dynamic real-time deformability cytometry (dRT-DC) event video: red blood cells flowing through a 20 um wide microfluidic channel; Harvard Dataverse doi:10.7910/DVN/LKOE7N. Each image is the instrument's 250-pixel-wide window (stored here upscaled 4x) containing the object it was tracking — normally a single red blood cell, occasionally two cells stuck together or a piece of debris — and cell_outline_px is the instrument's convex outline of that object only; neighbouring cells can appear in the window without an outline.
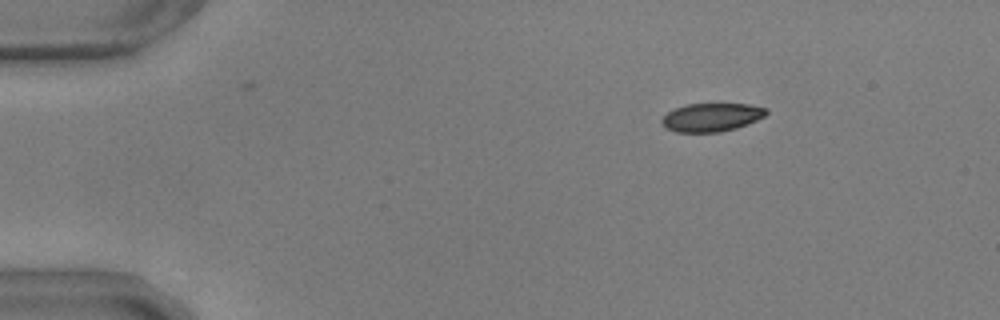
{"species": "common noctule bat (a hibernating species)", "species_latin": "Nyctalus noctula", "temperature_condition": "warm", "stored_images_in_passage": 48, "camera_frame_rate_fps": 3000, "um_per_image_px": 0.085, "animal": {"sex": "male", "body_mass_g": 17.9, "forearm_length_mm": 54.2}, "frame": {"image": 1, "passage_image": 1, "time_ms": 0.0, "image_size_px": [1000, 320], "cell_outline_px": [[768, 112], [764, 116], [748, 124], [736, 128], [720, 132], [676, 132], [668, 128], [660, 120], [668, 112], [676, 108], [688, 104], [748, 104], [768, 108]], "centroid_in_image_um": [60.52, 9.97], "position_along_channel_um": 24.5, "area_um2": 17.11}}
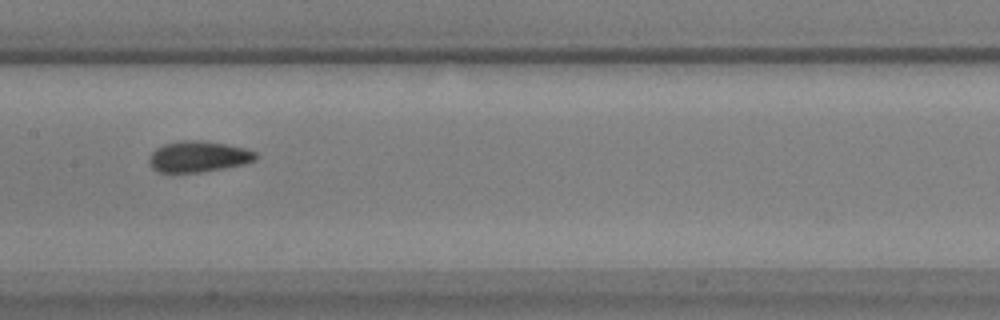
{"frame": {"image": 2, "passage_image": 21, "time_ms": 6.667, "image_size_px": [1000, 320], "cell_outline_px": [[256, 156], [252, 160], [244, 164], [224, 168], [200, 172], [156, 172], [148, 164], [148, 156], [156, 148], [164, 144], [180, 140], [200, 140], [224, 144], [244, 148], [256, 152]], "centroid_in_image_um": [16.78, 13.31], "position_along_channel_um": 190.6, "area_um2": 19.19}}
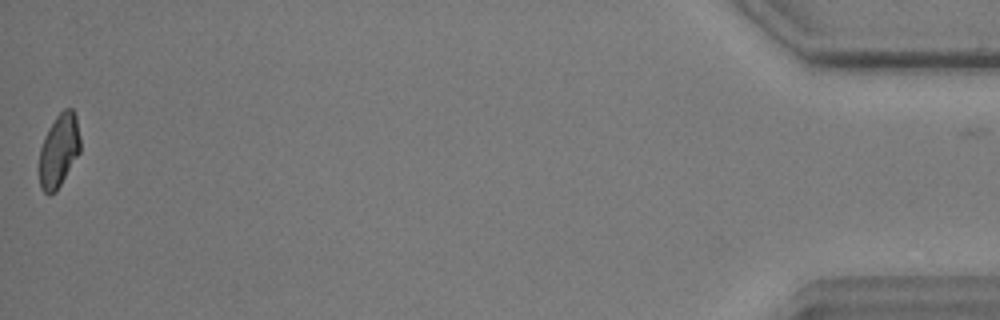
{"frame": {"image": 3, "passage_image": 48, "time_ms": 15.667, "image_size_px": [1000, 320], "cell_outline_px": [[80, 152], [56, 192], [48, 196], [40, 188], [40, 148], [44, 136], [48, 128], [56, 116], [64, 108], [72, 108], [76, 116], [80, 136]], "centroid_in_image_um": [5.01, 12.79], "position_along_channel_um": 430.2, "area_um2": 17.57}, "authors_computed_cell_mechanics": {"area_um2": 18.6694, "velocity_mm_per_s": 3.655, "shape_relaxation_time_tau1_ms": 3.5719, "shape_relaxation_time_tau2_ms": 1.6214, "deformation_change_tau1": 0.1338, "deformation_change_tau2": 0.0581}}